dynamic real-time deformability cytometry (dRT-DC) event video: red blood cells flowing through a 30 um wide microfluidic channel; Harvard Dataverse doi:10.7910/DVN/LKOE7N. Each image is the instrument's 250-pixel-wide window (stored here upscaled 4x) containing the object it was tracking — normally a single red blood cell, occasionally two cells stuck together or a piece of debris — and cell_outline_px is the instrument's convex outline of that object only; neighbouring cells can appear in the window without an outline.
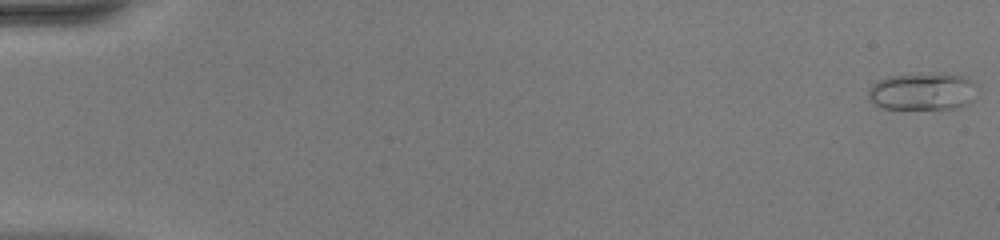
{"species": "common noctule bat (a hibernating species)", "species_latin": "Nyctalus noctula", "temperature_condition": "warm", "stored_images_in_passage": 51, "camera_frame_rate_fps": 3000, "um_per_image_px": 0.085, "animal": {"sex": "female", "body_mass_g": 20.0, "forearm_length_mm": 54.0}, "frame": {"image": 1, "passage_image": 1, "time_ms": 0.0, "image_size_px": [1000, 240], "cell_outline_px": [[976, 84], [972, 100], [960, 108], [880, 108], [872, 104], [868, 100], [868, 88], [876, 80], [888, 76], [928, 72], [964, 76]], "centroid_in_image_um": [78.34, 7.75], "position_along_channel_um": 6.7, "area_um2": 23.99}}
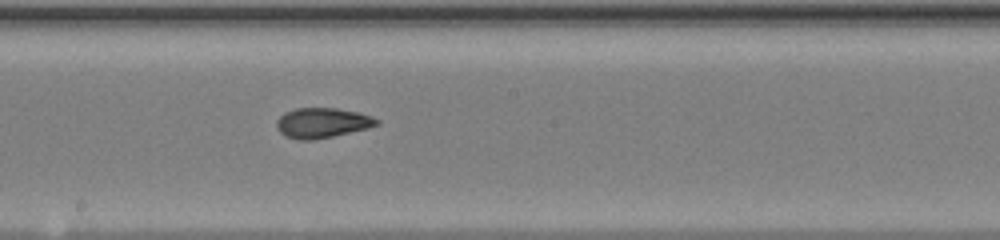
{"frame": {"image": 2, "passage_image": 29, "time_ms": 9.333, "image_size_px": [1000, 240], "cell_outline_px": [[380, 124], [368, 128], [332, 136], [312, 140], [296, 140], [284, 136], [276, 128], [276, 120], [284, 112], [296, 108], [336, 108], [356, 112], [372, 116], [380, 120]], "centroid_in_image_um": [27.36, 10.44], "position_along_channel_um": 220.8, "area_um2": 17.63}}
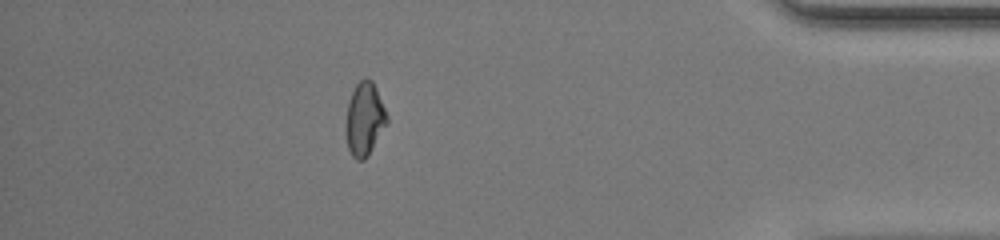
{"frame": {"image": 3, "passage_image": 45, "time_ms": 14.667, "image_size_px": [1000, 240], "cell_outline_px": [[388, 120], [368, 156], [364, 160], [356, 160], [352, 156], [348, 148], [344, 132], [344, 124], [348, 100], [356, 84], [364, 76], [372, 80], [376, 88], [388, 116]], "centroid_in_image_um": [30.94, 10.11], "position_along_channel_um": 404.3, "area_um2": 17.8}, "authors_computed_cell_mechanics": {"area_um2": 17.8024, "velocity_mm_per_s": 4.1713, "shape_relaxation_time_tau1_ms": null, "shape_relaxation_time_tau2_ms": 1.1024, "deformation_change_tau1": null, "deformation_change_tau2": 0.0671}}